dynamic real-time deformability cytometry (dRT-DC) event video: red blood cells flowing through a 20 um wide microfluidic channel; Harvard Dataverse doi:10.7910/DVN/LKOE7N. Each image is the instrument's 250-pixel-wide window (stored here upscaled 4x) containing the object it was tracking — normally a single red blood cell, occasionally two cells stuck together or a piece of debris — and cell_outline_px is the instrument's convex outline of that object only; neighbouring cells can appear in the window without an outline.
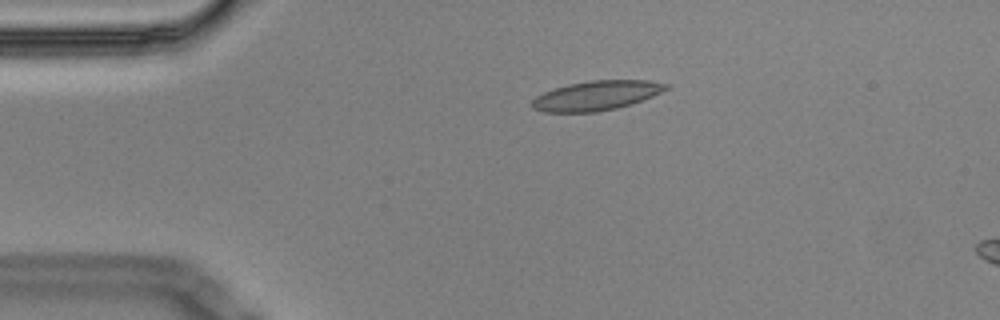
{"species": "Egyptian fruit bat (a non-hibernating species)", "species_latin": "Rousettus aegyptiacus", "temperature_condition": "cold", "stored_images_in_passage": 7, "camera_frame_rate_fps": 3000, "um_per_image_px": 0.085, "animal": {"sex": "male"}, "frame": {"image": 1, "passage_image": 4, "time_ms": 1.0, "image_size_px": [1000, 320], "cell_outline_px": [[672, 84], [668, 88], [652, 96], [632, 104], [616, 108], [596, 112], [544, 112], [532, 108], [532, 100], [536, 96], [544, 92], [568, 84], [588, 80], [648, 80]], "centroid_in_image_um": [50.71, 8.12], "position_along_channel_um": 34.3, "area_um2": 23.06}}
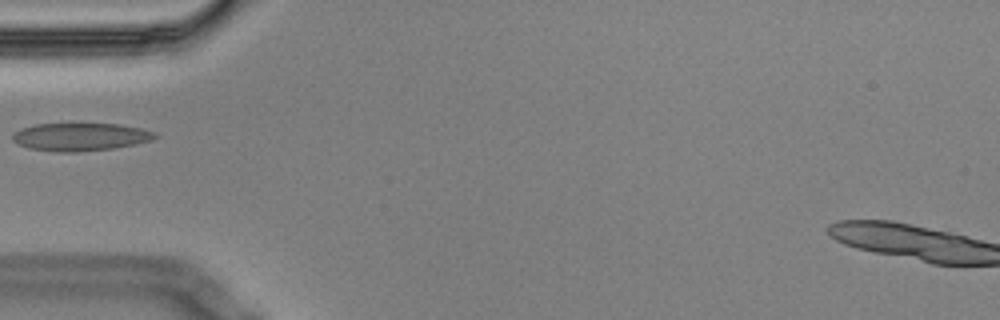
{"frame": {"image": 2, "passage_image": 6, "time_ms": 1.667, "image_size_px": [1000, 320], "cell_outline_px": [[160, 136], [152, 140], [112, 148], [76, 152], [56, 152], [28, 148], [16, 144], [12, 140], [12, 132], [20, 128], [36, 124], [72, 120], [120, 124], [140, 128], [156, 132]], "centroid_in_image_um": [6.77, 11.57], "position_along_channel_um": 78.2, "area_um2": 24.45}}